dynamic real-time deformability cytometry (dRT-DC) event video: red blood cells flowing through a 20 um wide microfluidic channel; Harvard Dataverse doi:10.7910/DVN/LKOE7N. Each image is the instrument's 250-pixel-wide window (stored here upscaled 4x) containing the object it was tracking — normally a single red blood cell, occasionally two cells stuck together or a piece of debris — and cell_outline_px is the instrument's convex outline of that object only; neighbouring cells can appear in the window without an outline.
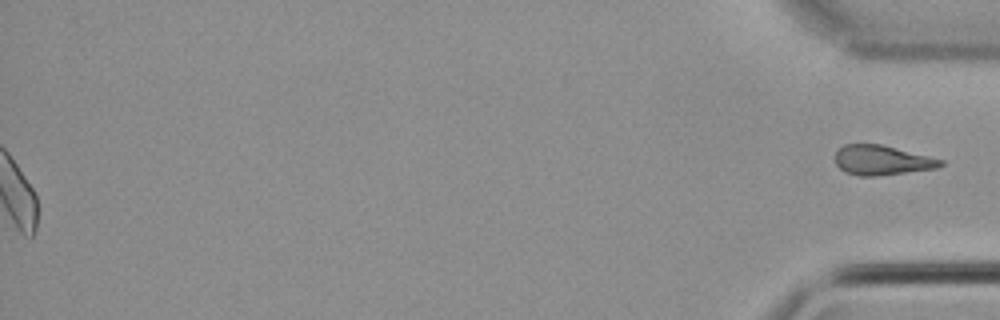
{"species": "common noctule bat (a hibernating species)", "species_latin": "Nyctalus noctula", "temperature_condition": "cold", "stored_images_in_passage": 53, "segment_of_instrument_passage": [2, 2], "camera_frame_rate_fps": 3000, "um_per_image_px": 0.085, "animal": {"sex": "male", "body_mass_g": 21.5, "forearm_length_mm": 52.0}, "frame": {"image": 1, "passage_image": 53, "time_ms": 17.333, "image_size_px": [1000, 320], "cell_outline_px": [[944, 164], [936, 168], [872, 176], [860, 176], [844, 172], [836, 164], [836, 152], [844, 144], [880, 144], [944, 160]], "centroid_in_image_um": [74.93, 13.61], "position_along_channel_um": 360.3, "area_um2": 17.92}}